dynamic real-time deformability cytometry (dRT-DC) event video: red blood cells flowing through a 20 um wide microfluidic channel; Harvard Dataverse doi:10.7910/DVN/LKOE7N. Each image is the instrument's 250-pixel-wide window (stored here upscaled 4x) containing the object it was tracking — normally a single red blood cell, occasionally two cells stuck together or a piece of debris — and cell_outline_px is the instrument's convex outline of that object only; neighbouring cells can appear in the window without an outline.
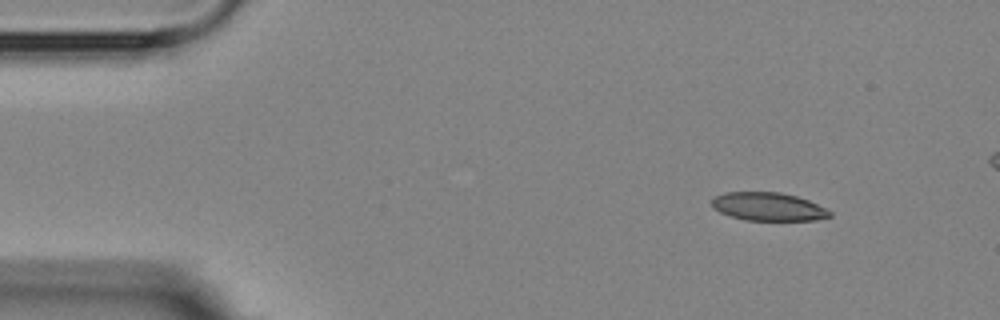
{"species": "Egyptian fruit bat (a non-hibernating species)", "species_latin": "Rousettus aegyptiacus", "temperature_condition": "room temperature", "stored_images_in_passage": 3, "camera_frame_rate_fps": 3000, "um_per_image_px": 0.085, "animal": {"sex": "female"}, "frame": {"image": 1, "passage_image": 1, "time_ms": 0.0, "image_size_px": [1000, 320], "cell_outline_px": [[832, 216], [816, 220], [744, 220], [720, 212], [712, 208], [712, 200], [716, 196], [724, 192], [780, 192], [796, 196], [808, 200], [832, 212]], "centroid_in_image_um": [65.29, 17.56], "position_along_channel_um": 19.7, "area_um2": 19.31}}